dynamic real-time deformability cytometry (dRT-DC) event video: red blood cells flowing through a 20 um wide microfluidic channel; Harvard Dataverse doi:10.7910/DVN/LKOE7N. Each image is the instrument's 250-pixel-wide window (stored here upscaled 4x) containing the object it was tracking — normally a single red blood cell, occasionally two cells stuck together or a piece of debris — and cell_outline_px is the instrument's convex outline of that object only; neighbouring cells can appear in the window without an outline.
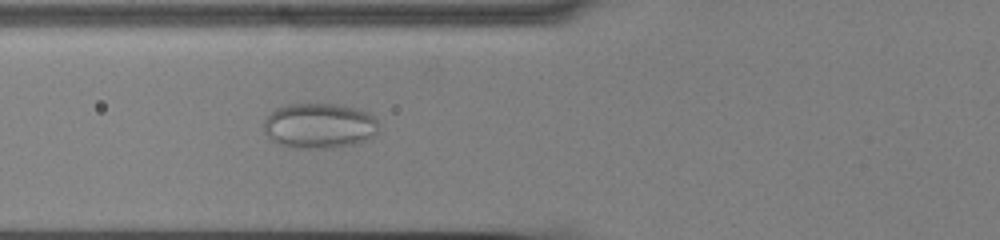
{"species": "common noctule bat (a hibernating species)", "species_latin": "Nyctalus noctula", "temperature_condition": "cold", "stored_images_in_passage": 43, "camera_frame_rate_fps": 3000, "um_per_image_px": 0.085, "animal": {"sex": "male", "body_mass_g": 13.0, "forearm_length_mm": 53.1}, "frame": {"image": 1, "passage_image": 9, "time_ms": 2.667, "image_size_px": [1000, 240], "cell_outline_px": [[380, 124], [376, 132], [372, 136], [356, 144], [332, 148], [296, 148], [280, 144], [272, 140], [264, 132], [264, 120], [276, 108], [288, 104], [340, 104], [356, 108], [368, 112]], "centroid_in_image_um": [27.15, 10.69], "position_along_channel_um": 98.7, "area_um2": 30.35}}
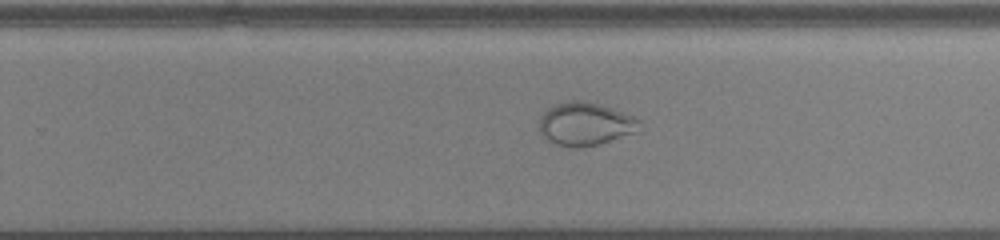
{"frame": {"image": 2, "passage_image": 24, "time_ms": 7.667, "image_size_px": [1000, 240], "cell_outline_px": [[640, 132], [600, 144], [576, 148], [572, 148], [556, 144], [548, 140], [540, 132], [540, 116], [548, 108], [556, 104], [572, 100], [584, 100], [636, 116], [640, 120]], "centroid_in_image_um": [49.8, 10.55], "position_along_channel_um": 280.0, "area_um2": 25.37}}
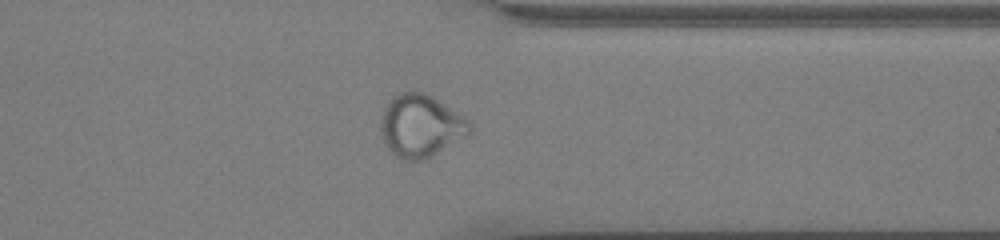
{"frame": {"image": 3, "passage_image": 32, "time_ms": 10.333, "image_size_px": [1000, 240], "cell_outline_px": [[472, 128], [468, 136], [432, 156], [420, 160], [404, 160], [396, 156], [388, 148], [380, 136], [380, 120], [384, 108], [388, 100], [392, 96], [400, 92], [424, 92], [432, 96], [464, 116], [472, 124]], "centroid_in_image_um": [35.75, 10.69], "position_along_channel_um": 375.6, "area_um2": 32.71}}